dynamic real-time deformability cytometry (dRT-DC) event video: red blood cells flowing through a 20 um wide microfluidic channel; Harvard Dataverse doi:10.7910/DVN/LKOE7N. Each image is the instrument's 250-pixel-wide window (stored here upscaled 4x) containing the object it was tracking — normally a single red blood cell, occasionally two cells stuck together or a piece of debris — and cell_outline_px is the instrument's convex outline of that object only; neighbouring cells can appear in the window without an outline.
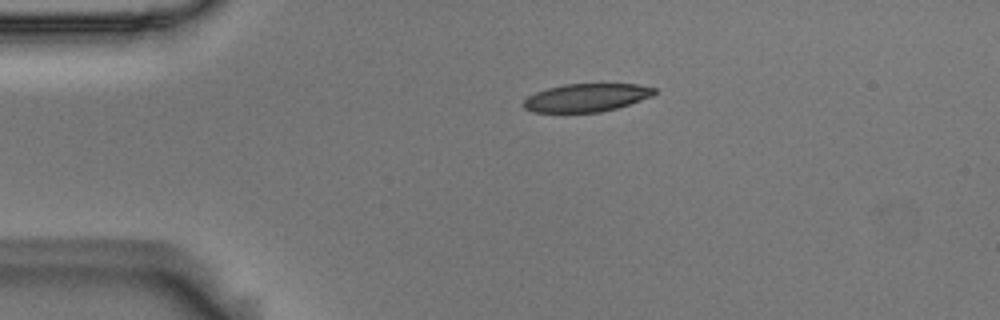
{"species": "Egyptian fruit bat (a non-hibernating species)", "species_latin": "Rousettus aegyptiacus", "temperature_condition": "room temperature", "stored_images_in_passage": 2, "camera_frame_rate_fps": 3000, "um_per_image_px": 0.085, "animal": {"sex": "male"}, "frame": {"image": 1, "passage_image": 1, "time_ms": 0.0, "image_size_px": [1000, 320], "cell_outline_px": [[656, 92], [652, 96], [616, 108], [600, 112], [532, 112], [524, 108], [520, 104], [528, 96], [536, 92], [548, 88], [564, 84], [640, 84], [656, 88]], "centroid_in_image_um": [49.82, 8.3], "position_along_channel_um": 35.2, "area_um2": 21.39}}
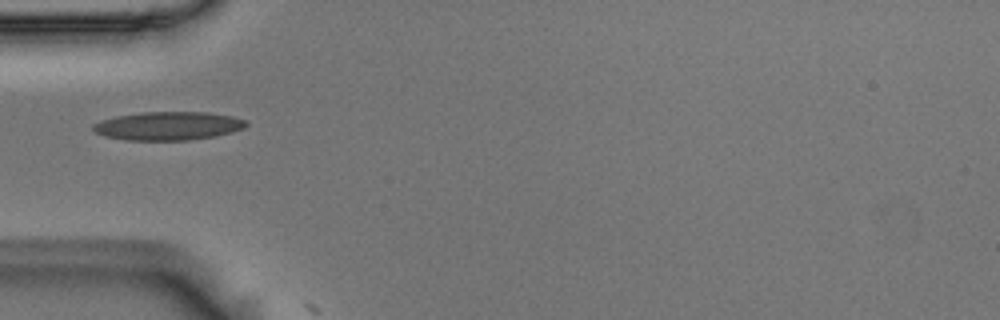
{"frame": {"image": 2, "passage_image": 2, "time_ms": 0.333, "image_size_px": [1000, 320], "cell_outline_px": [[248, 124], [244, 128], [232, 132], [216, 136], [188, 140], [124, 140], [104, 136], [96, 132], [92, 128], [92, 124], [100, 120], [116, 116], [140, 112], [208, 112], [232, 116], [248, 120]], "centroid_in_image_um": [14.3, 10.7], "position_along_channel_um": 70.7, "area_um2": 25.61}}